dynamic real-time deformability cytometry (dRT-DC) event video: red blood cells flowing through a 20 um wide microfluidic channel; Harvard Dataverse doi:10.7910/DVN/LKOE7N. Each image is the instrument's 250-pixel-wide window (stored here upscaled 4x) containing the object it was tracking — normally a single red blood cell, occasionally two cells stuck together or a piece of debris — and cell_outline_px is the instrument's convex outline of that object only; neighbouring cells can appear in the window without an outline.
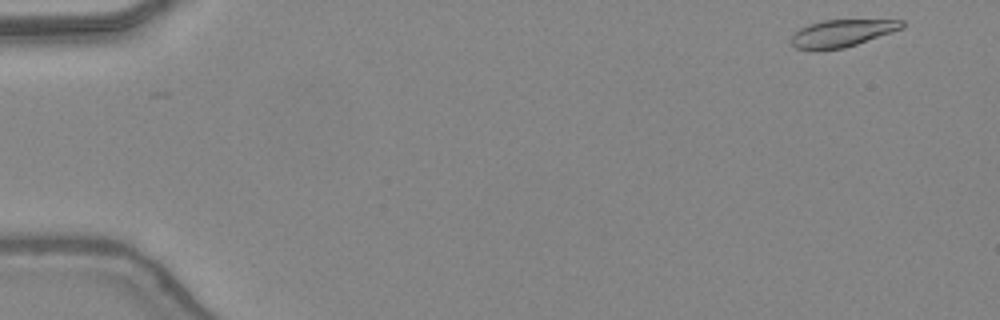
{"species": "common noctule bat (a hibernating species)", "species_latin": "Nyctalus noctula", "temperature_condition": "warm", "stored_images_in_passage": 45, "camera_frame_rate_fps": 3000, "um_per_image_px": 0.085, "animal": {"sex": "female", "body_mass_g": 24.6, "forearm_length_mm": 56.2}, "frame": {"image": 1, "passage_image": 1, "time_ms": 0.0, "image_size_px": [1000, 320], "cell_outline_px": [[904, 28], [844, 48], [812, 52], [796, 48], [792, 44], [792, 36], [800, 28], [808, 24], [824, 20], [904, 20]], "centroid_in_image_um": [71.53, 2.84], "position_along_channel_um": 13.5, "area_um2": 17.69}}
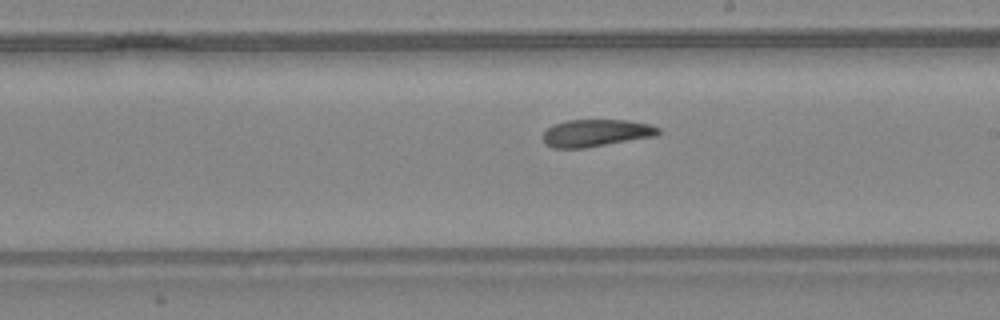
{"frame": {"image": 2, "passage_image": 26, "time_ms": 8.333, "image_size_px": [1000, 320], "cell_outline_px": [[660, 132], [656, 136], [584, 148], [552, 148], [544, 144], [540, 136], [548, 128], [556, 124], [568, 120], [628, 120], [648, 124], [660, 128]], "centroid_in_image_um": [50.62, 11.31], "position_along_channel_um": 238.4, "area_um2": 18.38}}
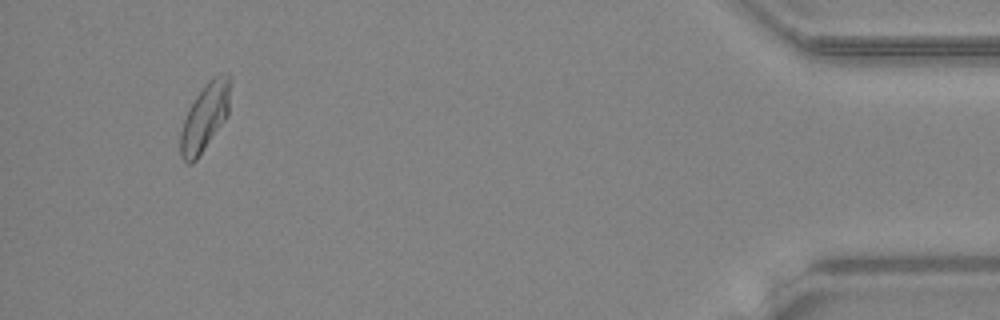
{"frame": {"image": 3, "passage_image": 43, "time_ms": 14.0, "image_size_px": [1000, 320], "cell_outline_px": [[232, 80], [228, 116], [196, 160], [192, 164], [188, 164], [180, 156], [180, 132], [188, 108], [204, 84], [212, 76], [228, 72]], "centroid_in_image_um": [17.44, 9.9], "position_along_channel_um": 417.8, "area_um2": 20.0}, "authors_computed_cell_mechanics": {"area_um2": 19.1896, "velocity_mm_per_s": 4.3897, "shape_relaxation_time_tau1_ms": 10.1959, "shape_relaxation_time_tau2_ms": null, "deformation_change_tau1": 0.2629, "deformation_change_tau2": null}}